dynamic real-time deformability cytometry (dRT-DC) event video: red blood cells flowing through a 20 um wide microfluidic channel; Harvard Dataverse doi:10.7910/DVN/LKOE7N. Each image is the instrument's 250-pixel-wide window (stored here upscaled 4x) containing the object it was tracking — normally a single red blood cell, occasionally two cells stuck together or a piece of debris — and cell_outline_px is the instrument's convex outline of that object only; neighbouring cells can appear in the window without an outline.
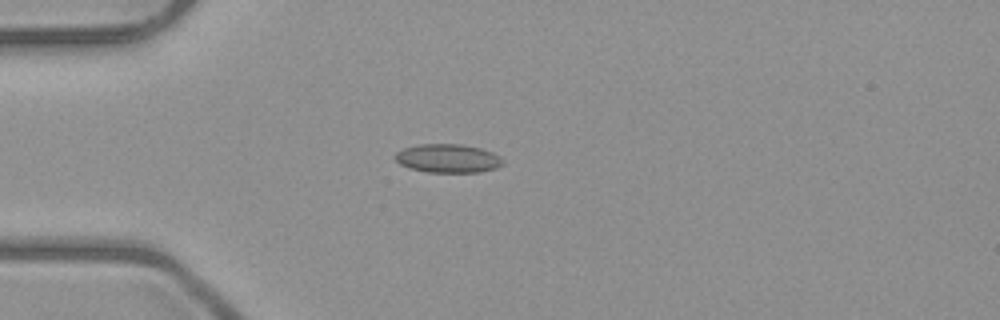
{"species": "common noctule bat (a hibernating species)", "species_latin": "Nyctalus noctula", "temperature_condition": "room temperature", "stored_images_in_passage": 3, "camera_frame_rate_fps": 3000, "um_per_image_px": 0.085, "animal": {"sex": "male", "body_mass_g": 23.1, "forearm_length_mm": 52.7}, "frame": {"image": 1, "passage_image": 3, "time_ms": 3.0, "image_size_px": [1000, 320], "cell_outline_px": [[504, 164], [496, 168], [480, 172], [428, 172], [408, 168], [400, 164], [392, 156], [396, 152], [404, 148], [420, 144], [460, 144], [480, 148], [492, 152], [500, 156], [504, 160]], "centroid_in_image_um": [38.07, 13.46], "position_along_channel_um": 46.9, "area_um2": 18.09}}